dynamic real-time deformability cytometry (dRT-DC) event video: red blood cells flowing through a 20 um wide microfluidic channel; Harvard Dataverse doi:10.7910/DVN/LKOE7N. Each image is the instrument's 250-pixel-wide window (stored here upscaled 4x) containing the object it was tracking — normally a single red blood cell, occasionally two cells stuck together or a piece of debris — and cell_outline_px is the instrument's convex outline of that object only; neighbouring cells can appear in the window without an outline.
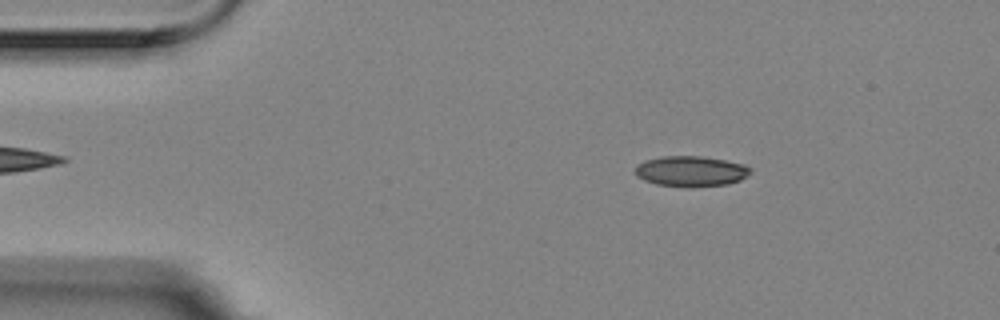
{"species": "Egyptian fruit bat (a non-hibernating species)", "species_latin": "Rousettus aegyptiacus", "temperature_condition": "room temperature", "stored_images_in_passage": 17, "camera_frame_rate_fps": 3000, "um_per_image_px": 0.085, "animal": {"sex": "female"}, "frame": {"image": 1, "passage_image": 8, "time_ms": 2.333, "image_size_px": [1000, 320], "cell_outline_px": [[752, 172], [748, 176], [740, 180], [728, 184], [692, 188], [688, 188], [656, 184], [644, 180], [636, 176], [636, 164], [644, 160], [664, 156], [700, 156], [724, 160], [744, 164]], "centroid_in_image_um": [58.72, 14.57], "position_along_channel_um": 26.3, "area_um2": 20.69}}
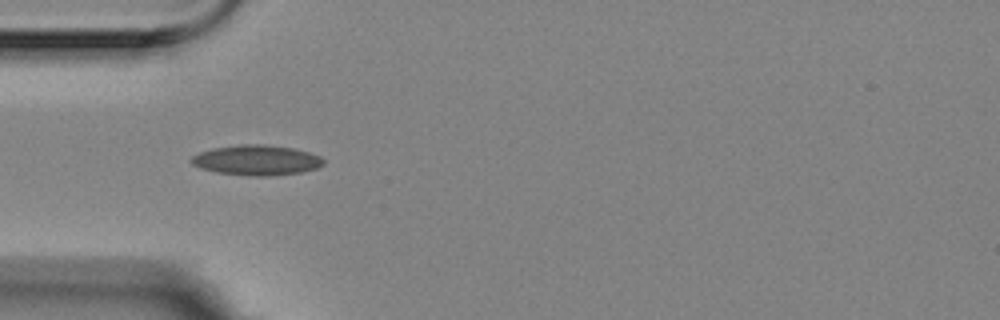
{"frame": {"image": 2, "passage_image": 16, "time_ms": 5.0, "image_size_px": [1000, 320], "cell_outline_px": [[324, 164], [316, 168], [300, 172], [268, 176], [248, 176], [216, 172], [200, 168], [192, 164], [188, 160], [192, 156], [200, 152], [212, 148], [240, 144], [264, 144], [292, 148], [308, 152], [320, 156], [324, 160]], "centroid_in_image_um": [21.77, 13.61], "position_along_channel_um": 63.2, "area_um2": 23.29}}